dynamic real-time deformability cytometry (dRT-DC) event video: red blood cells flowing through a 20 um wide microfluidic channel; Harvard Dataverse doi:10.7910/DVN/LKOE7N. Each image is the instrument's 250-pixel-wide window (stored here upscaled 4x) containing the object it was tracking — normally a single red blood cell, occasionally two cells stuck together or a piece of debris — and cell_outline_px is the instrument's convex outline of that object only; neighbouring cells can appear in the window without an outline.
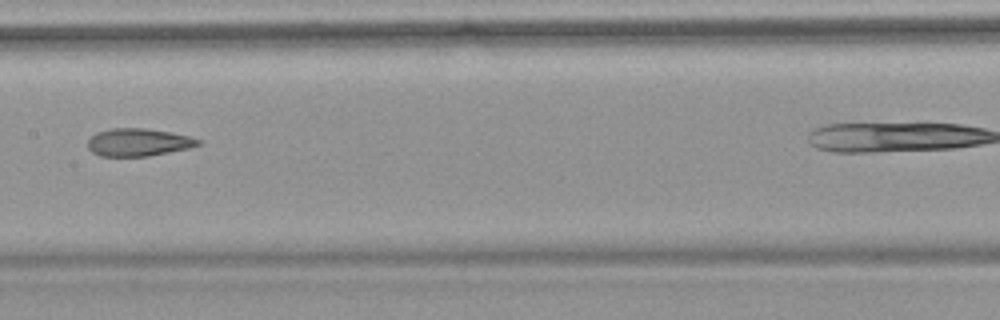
{"species": "common noctule bat (a hibernating species)", "species_latin": "Nyctalus noctula", "temperature_condition": "warm", "stored_images_in_passage": 5, "segment_of_instrument_passage": [1, 2], "camera_frame_rate_fps": 3000, "um_per_image_px": 0.085, "animal": {"sex": "female", "body_mass_g": 18.4}, "frame": {"image": 1, "passage_image": 4, "time_ms": 3.333, "image_size_px": [1000, 320], "cell_outline_px": [[204, 140], [200, 144], [192, 148], [148, 156], [100, 156], [92, 152], [88, 148], [88, 140], [96, 132], [112, 128], [144, 128], [172, 132], [192, 136]], "centroid_in_image_um": [11.82, 12.09], "position_along_channel_um": 195.6, "area_um2": 18.09}}